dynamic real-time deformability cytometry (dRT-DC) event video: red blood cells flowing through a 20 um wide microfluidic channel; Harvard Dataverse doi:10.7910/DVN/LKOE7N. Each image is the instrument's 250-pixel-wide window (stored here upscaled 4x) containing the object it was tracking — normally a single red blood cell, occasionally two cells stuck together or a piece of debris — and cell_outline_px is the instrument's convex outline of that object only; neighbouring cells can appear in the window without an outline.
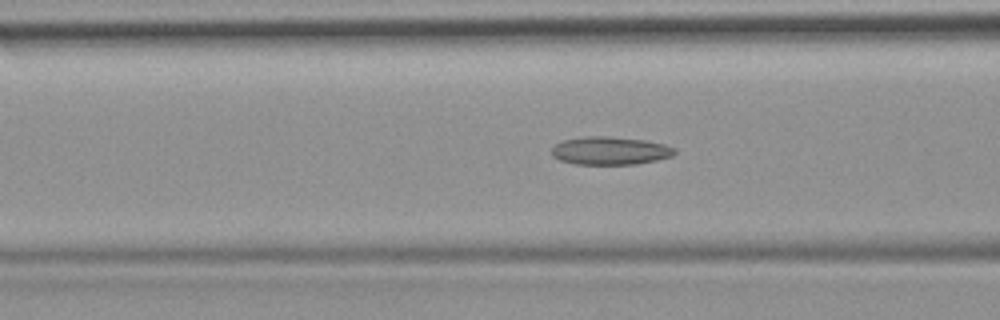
{"species": "common noctule bat (a hibernating species)", "species_latin": "Nyctalus noctula", "temperature_condition": "room temperature", "stored_images_in_passage": 50, "camera_frame_rate_fps": 3000, "um_per_image_px": 0.085, "animal": {"sex": "female", "body_mass_g": 19.9}, "frame": {"image": 1, "passage_image": 19, "time_ms": 6.0, "image_size_px": [1000, 320], "cell_outline_px": [[676, 152], [672, 156], [656, 160], [636, 164], [576, 164], [560, 160], [552, 156], [552, 148], [556, 144], [564, 140], [584, 136], [608, 136], [644, 140], [664, 144], [676, 148]], "centroid_in_image_um": [51.87, 12.81], "position_along_channel_um": 114.7, "area_um2": 20.06}}
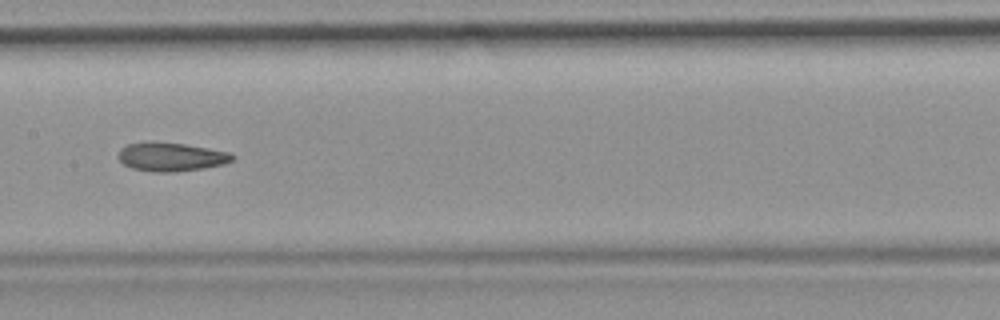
{"frame": {"image": 2, "passage_image": 25, "time_ms": 8.0, "image_size_px": [1000, 320], "cell_outline_px": [[236, 156], [232, 160], [224, 164], [204, 168], [176, 172], [152, 172], [132, 168], [124, 164], [120, 160], [120, 148], [128, 144], [184, 144], [232, 152]], "centroid_in_image_um": [14.63, 13.37], "position_along_channel_um": 192.8, "area_um2": 18.5}}
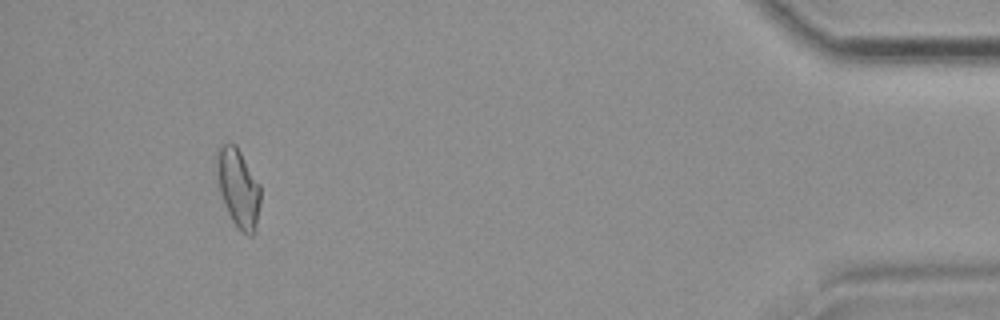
{"frame": {"image": 3, "passage_image": 47, "time_ms": 15.333, "image_size_px": [1000, 320], "cell_outline_px": [[260, 204], [256, 232], [252, 236], [248, 236], [240, 232], [232, 220], [224, 204], [220, 192], [216, 168], [216, 152], [224, 144], [236, 144], [260, 184]], "centroid_in_image_um": [20.27, 16.02], "position_along_channel_um": 414.9, "area_um2": 20.17}, "authors_computed_cell_mechanics": {"area_um2": 19.652, "velocity_mm_per_s": 3.9121, "shape_relaxation_time_tau1_ms": null, "shape_relaxation_time_tau2_ms": 3.5675, "deformation_change_tau1": null, "deformation_change_tau2": 0.1113}}